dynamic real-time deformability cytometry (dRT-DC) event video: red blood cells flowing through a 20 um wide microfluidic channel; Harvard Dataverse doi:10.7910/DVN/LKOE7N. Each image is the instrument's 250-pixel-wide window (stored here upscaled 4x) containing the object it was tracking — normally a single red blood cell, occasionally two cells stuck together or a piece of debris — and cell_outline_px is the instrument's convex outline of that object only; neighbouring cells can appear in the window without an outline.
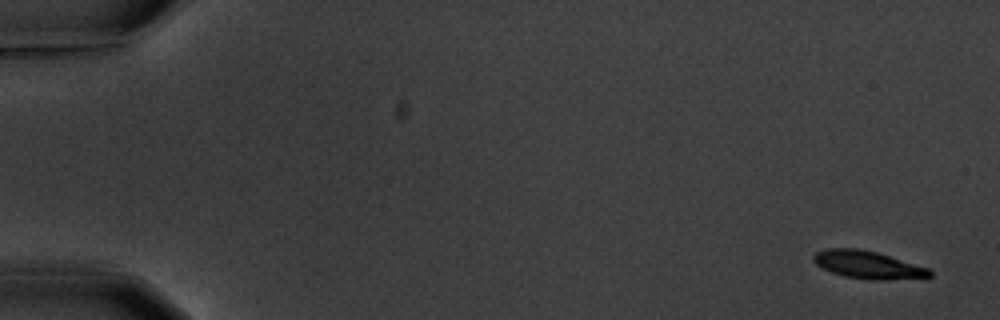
{"species": "common noctule bat (a hibernating species)", "species_latin": "Nyctalus noctula", "temperature_condition": "warm", "stored_images_in_passage": 15, "camera_frame_rate_fps": 3000, "um_per_image_px": 0.085, "animal": {"sex": "male", "body_mass_g": 20.1, "forearm_length_mm": 53.5}, "frame": {"image": 1, "passage_image": 1, "time_ms": 0.0, "image_size_px": [1000, 320], "cell_outline_px": [[932, 276], [888, 280], [868, 280], [844, 276], [832, 272], [816, 264], [812, 260], [812, 256], [816, 252], [828, 248], [856, 248], [876, 252], [928, 268], [932, 272]], "centroid_in_image_um": [73.73, 22.51], "position_along_channel_um": 11.3, "area_um2": 18.55}}
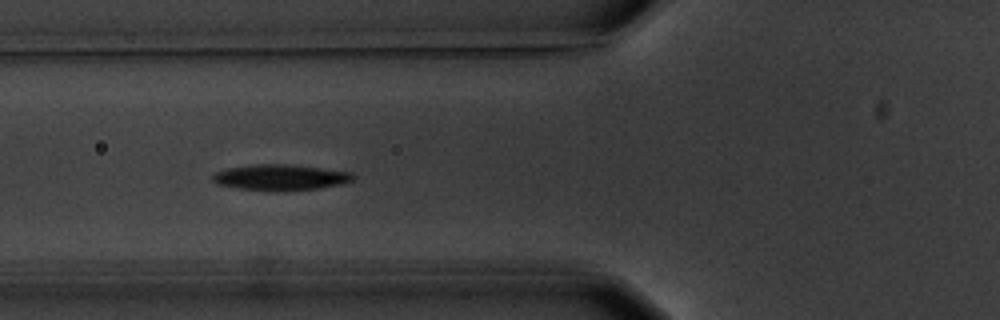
{"frame": {"image": 2, "passage_image": 6, "time_ms": 6.667, "image_size_px": [1000, 320], "cell_outline_px": [[356, 176], [352, 180], [340, 184], [316, 188], [240, 188], [216, 184], [212, 180], [212, 176], [216, 172], [224, 168], [252, 164], [288, 164], [352, 172]], "centroid_in_image_um": [23.8, 15.02], "position_along_channel_um": 102.0, "area_um2": 20.11}}
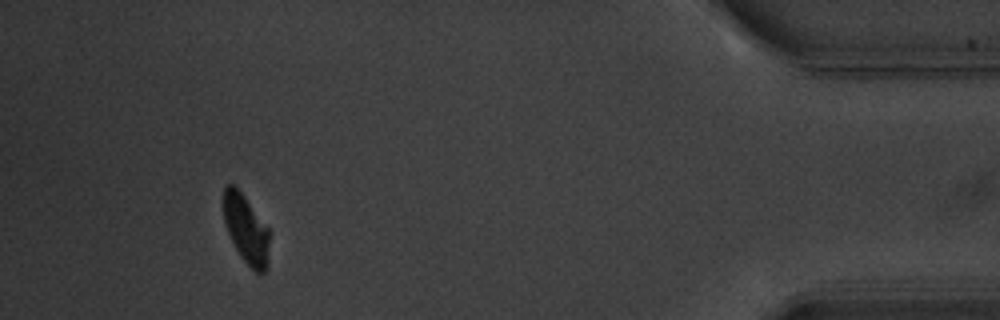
{"frame": {"image": 3, "passage_image": 14, "time_ms": 17.0, "image_size_px": [1000, 320], "cell_outline_px": [[268, 268], [260, 276], [240, 256], [224, 224], [224, 184], [232, 184], [244, 196], [268, 228]], "centroid_in_image_um": [20.92, 19.51], "position_along_channel_um": 414.3, "area_um2": 18.03}, "authors_computed_cell_mechanics": {"area_um2": 19.8254, "velocity_mm_per_s": 3.5701, "shape_relaxation_time_tau1_ms": 3.5891, "shape_relaxation_time_tau2_ms": null, "deformation_change_tau1": 0.1423, "deformation_change_tau2": null}}